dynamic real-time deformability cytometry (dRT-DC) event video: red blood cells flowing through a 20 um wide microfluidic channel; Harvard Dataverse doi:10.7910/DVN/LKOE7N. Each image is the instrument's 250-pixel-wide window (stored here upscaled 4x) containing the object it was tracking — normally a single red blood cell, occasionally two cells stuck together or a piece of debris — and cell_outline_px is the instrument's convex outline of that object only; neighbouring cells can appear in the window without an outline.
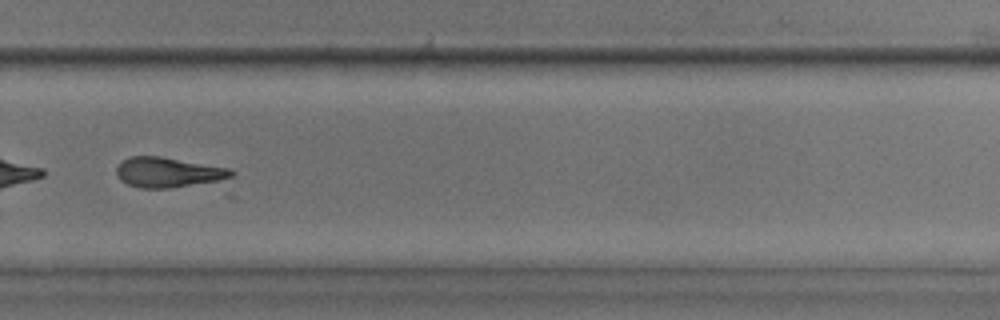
{"species": "common noctule bat (a hibernating species)", "species_latin": "Nyctalus noctula", "temperature_condition": "room temperature", "stored_images_in_passage": 52, "camera_frame_rate_fps": 3000, "um_per_image_px": 0.085, "animal": {"sex": "male", "body_mass_g": 17.9, "forearm_length_mm": 54.2}, "frame": {"image": 1, "passage_image": 37, "time_ms": 12.0, "image_size_px": [1000, 320], "cell_outline_px": [[236, 172], [232, 176], [216, 180], [168, 188], [140, 188], [128, 184], [120, 180], [116, 172], [116, 168], [120, 160], [132, 156], [160, 156], [228, 168]], "centroid_in_image_um": [14.2, 14.63], "position_along_channel_um": 315.6, "area_um2": 19.77}}